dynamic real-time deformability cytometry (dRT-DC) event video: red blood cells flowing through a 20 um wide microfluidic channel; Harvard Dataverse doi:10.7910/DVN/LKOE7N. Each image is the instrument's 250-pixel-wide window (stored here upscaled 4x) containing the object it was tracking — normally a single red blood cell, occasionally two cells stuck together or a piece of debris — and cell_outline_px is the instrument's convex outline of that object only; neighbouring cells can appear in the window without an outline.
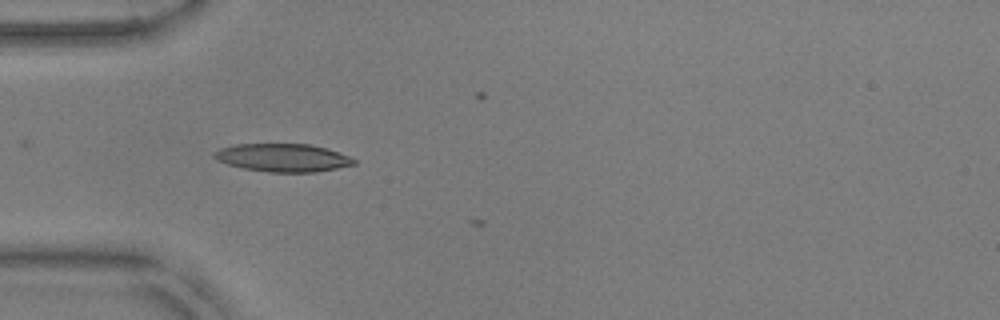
{"species": "common noctule bat (a hibernating species)", "species_latin": "Nyctalus noctula", "temperature_condition": "warm", "stored_images_in_passage": 2, "camera_frame_rate_fps": 3000, "um_per_image_px": 0.085, "animal": {"sex": "male", "body_mass_g": 17.9, "forearm_length_mm": 54.2}, "frame": {"image": 1, "passage_image": 1, "time_ms": 0.0, "image_size_px": [1000, 320], "cell_outline_px": [[356, 164], [316, 172], [268, 172], [244, 168], [228, 164], [216, 160], [212, 156], [212, 152], [220, 148], [236, 144], [308, 144], [324, 148], [348, 156], [356, 160]], "centroid_in_image_um": [23.99, 13.4], "position_along_channel_um": 61.0, "area_um2": 22.66}}